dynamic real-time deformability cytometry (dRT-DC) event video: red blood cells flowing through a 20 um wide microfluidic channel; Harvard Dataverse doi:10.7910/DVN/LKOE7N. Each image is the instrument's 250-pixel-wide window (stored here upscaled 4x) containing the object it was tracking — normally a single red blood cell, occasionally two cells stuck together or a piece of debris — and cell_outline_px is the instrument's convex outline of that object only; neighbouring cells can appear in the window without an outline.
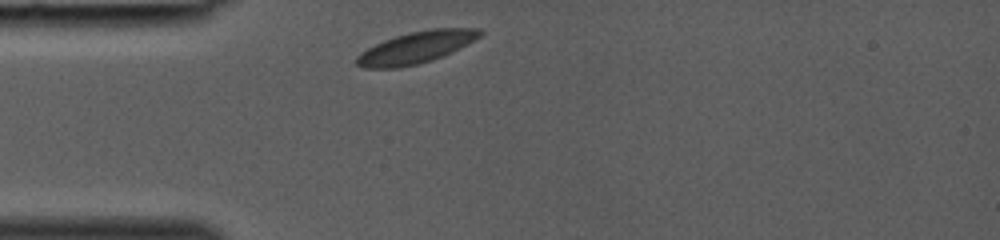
{"species": "common noctule bat (a hibernating species)", "species_latin": "Nyctalus noctula", "temperature_condition": "room temperature", "stored_images_in_passage": 25, "camera_frame_rate_fps": 3000, "um_per_image_px": 0.085, "animal": {"sex": "female", "body_mass_g": 19.0, "forearm_length_mm": 53.3}, "frame": {"image": 1, "passage_image": 1, "time_ms": 0.0, "image_size_px": [1000, 240], "cell_outline_px": [[484, 32], [480, 36], [468, 44], [452, 52], [432, 60], [416, 64], [396, 68], [364, 68], [356, 64], [356, 56], [360, 52], [384, 40], [408, 32], [432, 28], [480, 28]], "centroid_in_image_um": [35.38, 4.02], "position_along_channel_um": 49.6, "area_um2": 22.77}}
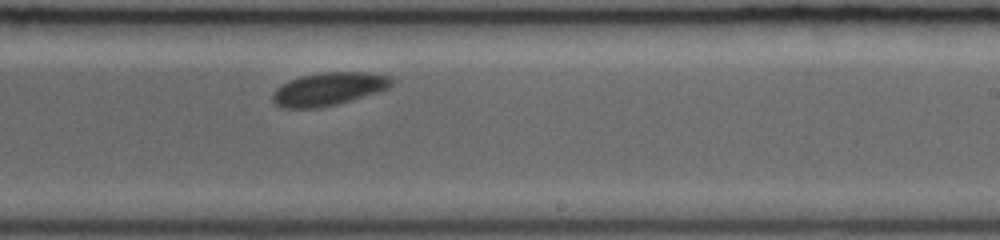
{"frame": {"image": 2, "passage_image": 15, "time_ms": 4.667, "image_size_px": [1000, 240], "cell_outline_px": [[392, 84], [388, 88], [376, 92], [336, 104], [320, 108], [284, 108], [276, 104], [272, 100], [272, 96], [276, 88], [288, 80], [300, 76], [320, 72], [364, 72], [392, 76]], "centroid_in_image_um": [27.9, 7.55], "position_along_channel_um": 261.1, "area_um2": 22.77}}
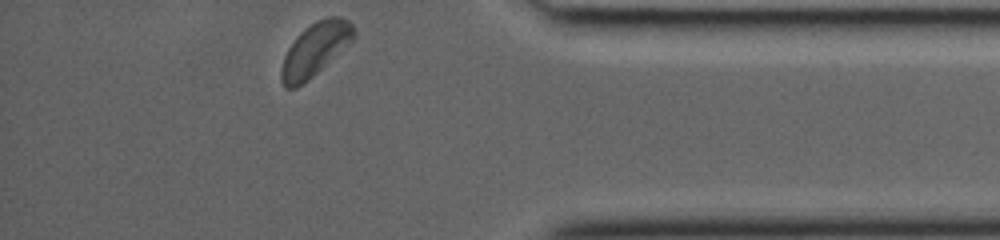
{"frame": {"image": 3, "passage_image": 25, "time_ms": 8.0, "image_size_px": [1000, 240], "cell_outline_px": [[356, 36], [348, 44], [308, 80], [296, 88], [284, 88], [280, 80], [280, 72], [284, 56], [288, 48], [296, 36], [304, 28], [316, 20], [328, 16], [340, 16], [348, 20], [352, 24], [356, 32]], "centroid_in_image_um": [26.76, 4.18], "position_along_channel_um": 408.4, "area_um2": 22.43}}